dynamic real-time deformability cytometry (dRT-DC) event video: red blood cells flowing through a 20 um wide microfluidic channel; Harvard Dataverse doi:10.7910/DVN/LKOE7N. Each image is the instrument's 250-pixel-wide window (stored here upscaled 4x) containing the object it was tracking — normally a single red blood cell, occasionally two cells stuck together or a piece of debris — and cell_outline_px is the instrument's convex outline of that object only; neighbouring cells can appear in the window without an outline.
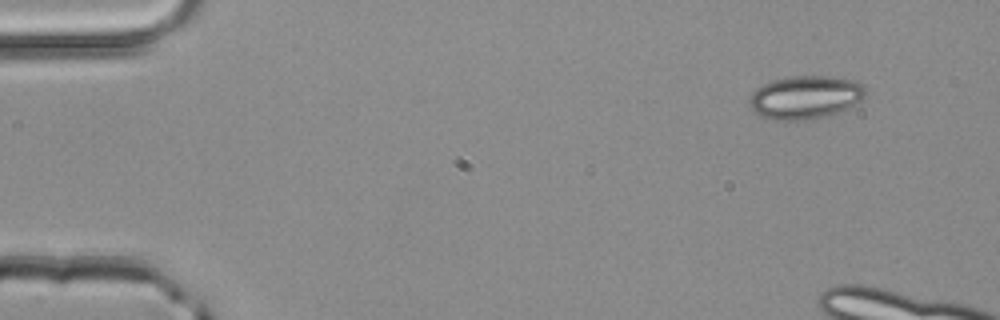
{"species": "common noctule bat (a hibernating species)", "species_latin": "Nyctalus noctula", "temperature_condition": "room temperature", "stored_images_in_passage": 3, "camera_frame_rate_fps": 3000, "um_per_image_px": 0.085, "animal": {"sex": "male", "body_mass_g": 20.4}, "frame": {"image": 1, "passage_image": 1, "time_ms": 0.0, "image_size_px": [1000, 320], "cell_outline_px": [[864, 96], [860, 100], [848, 108], [824, 116], [804, 120], [776, 120], [760, 116], [748, 104], [748, 100], [752, 92], [756, 88], [764, 84], [776, 80], [792, 76], [828, 76], [852, 80], [864, 84]], "centroid_in_image_um": [68.42, 8.27], "position_along_channel_um": 16.6, "area_um2": 28.9}}